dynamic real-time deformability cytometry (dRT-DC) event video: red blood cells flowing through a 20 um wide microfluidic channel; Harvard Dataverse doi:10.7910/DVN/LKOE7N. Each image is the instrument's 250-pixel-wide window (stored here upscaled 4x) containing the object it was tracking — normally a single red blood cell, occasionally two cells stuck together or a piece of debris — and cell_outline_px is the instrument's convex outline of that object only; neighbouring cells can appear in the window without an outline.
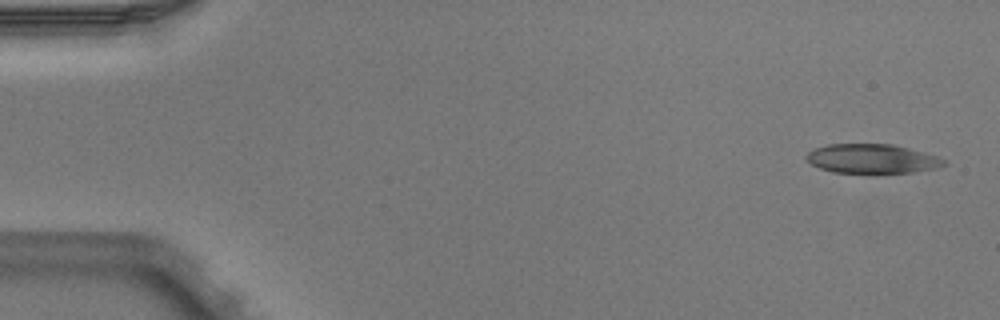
{"species": "Egyptian fruit bat (a non-hibernating species)", "species_latin": "Rousettus aegyptiacus", "temperature_condition": "warm", "stored_images_in_passage": 6, "camera_frame_rate_fps": 3000, "um_per_image_px": 0.085, "animal": {"sex": "male"}, "frame": {"image": 1, "passage_image": 1, "time_ms": 0.0, "image_size_px": [1000, 320], "cell_outline_px": [[944, 164], [936, 168], [912, 172], [872, 176], [832, 172], [820, 168], [812, 164], [808, 160], [808, 152], [816, 148], [828, 144], [892, 144], [908, 148], [936, 156], [944, 160]], "centroid_in_image_um": [74.1, 13.54], "position_along_channel_um": 10.9, "area_um2": 23.99}}
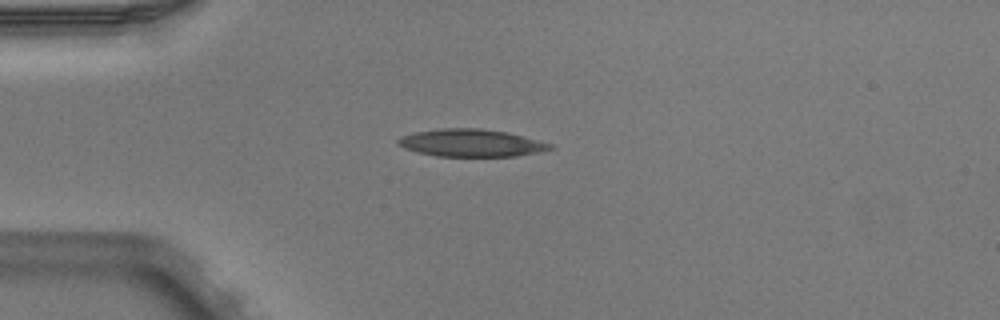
{"frame": {"image": 2, "passage_image": 4, "time_ms": 1.0, "image_size_px": [1000, 320], "cell_outline_px": [[556, 148], [540, 152], [516, 156], [436, 156], [404, 148], [396, 144], [396, 140], [400, 136], [412, 132], [440, 128], [480, 128], [508, 132], [556, 144]], "centroid_in_image_um": [40.09, 12.14], "position_along_channel_um": 44.9, "area_um2": 24.74}}